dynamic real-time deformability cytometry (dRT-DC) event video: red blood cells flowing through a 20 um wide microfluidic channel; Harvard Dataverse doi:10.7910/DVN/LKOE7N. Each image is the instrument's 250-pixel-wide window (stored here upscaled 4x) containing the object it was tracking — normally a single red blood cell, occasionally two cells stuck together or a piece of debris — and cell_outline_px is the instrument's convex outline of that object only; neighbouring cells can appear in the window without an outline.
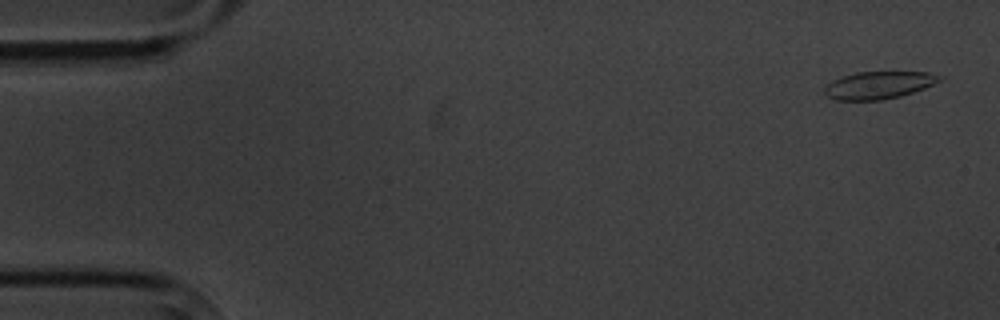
{"species": "common noctule bat (a hibernating species)", "species_latin": "Nyctalus noctula", "temperature_condition": "cold", "stored_images_in_passage": 5, "camera_frame_rate_fps": 3000, "um_per_image_px": 0.085, "animal": {"sex": "male", "body_mass_g": 20.1, "forearm_length_mm": 53.5}, "frame": {"image": 1, "passage_image": 1, "time_ms": 0.0, "image_size_px": [1000, 320], "cell_outline_px": [[944, 76], [940, 80], [924, 88], [900, 96], [884, 100], [836, 100], [828, 96], [824, 92], [824, 88], [832, 80], [840, 76], [856, 72], [928, 72]], "centroid_in_image_um": [74.67, 7.23], "position_along_channel_um": 10.3, "area_um2": 18.38}}
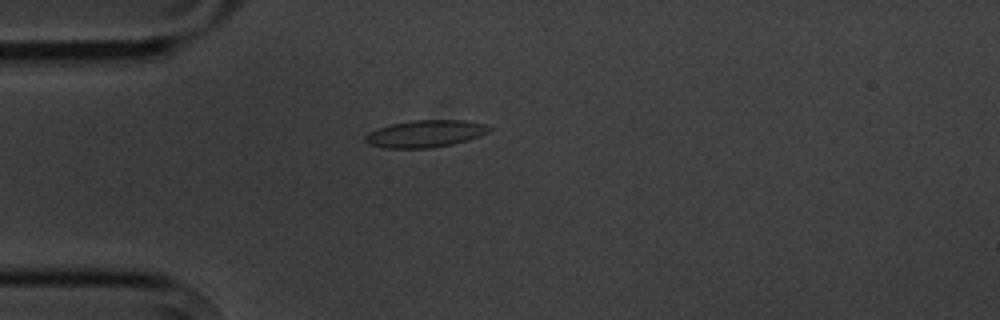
{"frame": {"image": 2, "passage_image": 5, "time_ms": 4.333, "image_size_px": [1000, 320], "cell_outline_px": [[492, 128], [488, 132], [480, 136], [468, 140], [452, 144], [432, 148], [384, 148], [368, 144], [364, 140], [364, 136], [368, 132], [392, 124], [412, 120], [464, 120], [484, 124]], "centroid_in_image_um": [36.14, 11.37], "position_along_channel_um": 48.9, "area_um2": 19.59}}